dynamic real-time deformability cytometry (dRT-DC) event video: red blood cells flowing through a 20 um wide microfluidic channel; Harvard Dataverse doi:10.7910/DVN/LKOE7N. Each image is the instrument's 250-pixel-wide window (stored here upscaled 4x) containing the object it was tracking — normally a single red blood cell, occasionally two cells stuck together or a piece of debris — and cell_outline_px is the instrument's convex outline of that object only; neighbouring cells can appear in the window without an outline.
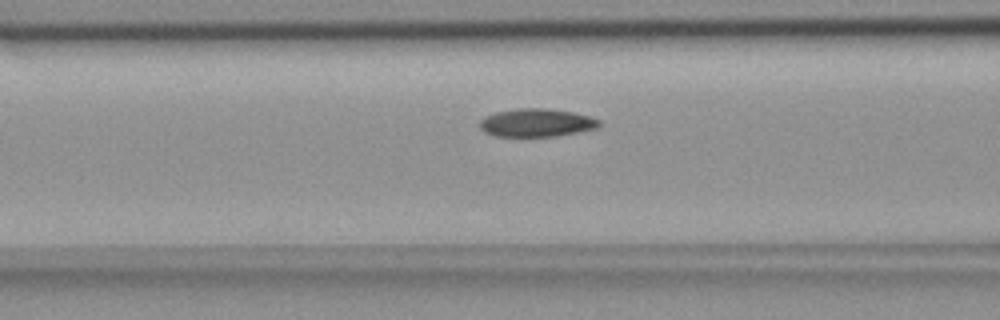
{"species": "common noctule bat (a hibernating species)", "species_latin": "Nyctalus noctula", "temperature_condition": "room temperature", "stored_images_in_passage": 52, "camera_frame_rate_fps": 3000, "um_per_image_px": 0.085, "animal": {"sex": "female", "body_mass_g": 18.4}, "frame": {"image": 1, "passage_image": 19, "time_ms": 6.0, "image_size_px": [1000, 320], "cell_outline_px": [[600, 124], [596, 128], [556, 136], [496, 136], [484, 132], [480, 128], [480, 120], [484, 116], [496, 112], [516, 108], [544, 108], [572, 112], [588, 116], [600, 120]], "centroid_in_image_um": [45.56, 10.42], "position_along_channel_um": 121.0, "area_um2": 19.42}}
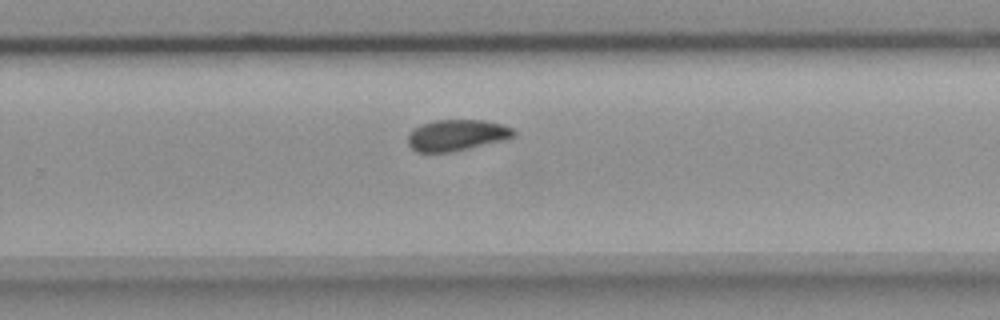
{"frame": {"image": 2, "passage_image": 33, "time_ms": 10.667, "image_size_px": [1000, 320], "cell_outline_px": [[516, 136], [508, 140], [452, 152], [416, 152], [408, 144], [408, 136], [412, 128], [420, 124], [432, 120], [484, 120], [500, 124], [512, 128], [516, 132]], "centroid_in_image_um": [38.84, 11.49], "position_along_channel_um": 291.0, "area_um2": 19.59}}
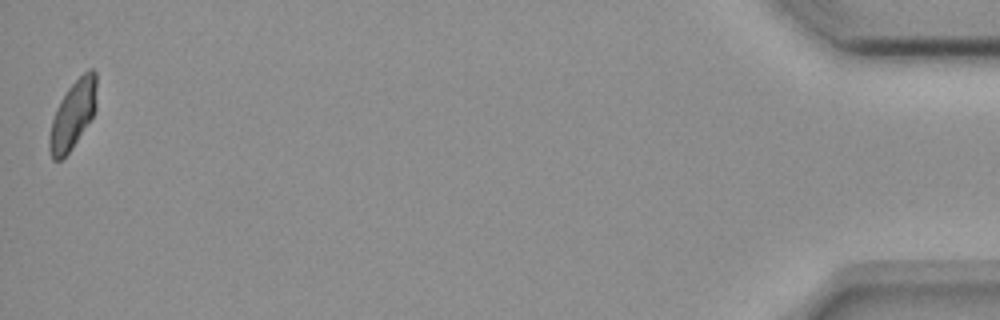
{"frame": {"image": 3, "passage_image": 52, "time_ms": 17.0, "image_size_px": [1000, 320], "cell_outline_px": [[96, 108], [92, 116], [68, 152], [60, 160], [52, 160], [48, 148], [48, 136], [52, 120], [56, 108], [60, 100], [68, 88], [88, 68], [92, 68], [96, 72]], "centroid_in_image_um": [6.17, 9.73], "position_along_channel_um": 429.0, "area_um2": 18.5}, "authors_computed_cell_mechanics": {"area_um2": 19.3919, "velocity_mm_per_s": 3.646, "shape_relaxation_time_tau1_ms": 4.3838, "shape_relaxation_time_tau2_ms": 4.4921, "deformation_change_tau1": 0.1027, "deformation_change_tau2": 0.0825}}